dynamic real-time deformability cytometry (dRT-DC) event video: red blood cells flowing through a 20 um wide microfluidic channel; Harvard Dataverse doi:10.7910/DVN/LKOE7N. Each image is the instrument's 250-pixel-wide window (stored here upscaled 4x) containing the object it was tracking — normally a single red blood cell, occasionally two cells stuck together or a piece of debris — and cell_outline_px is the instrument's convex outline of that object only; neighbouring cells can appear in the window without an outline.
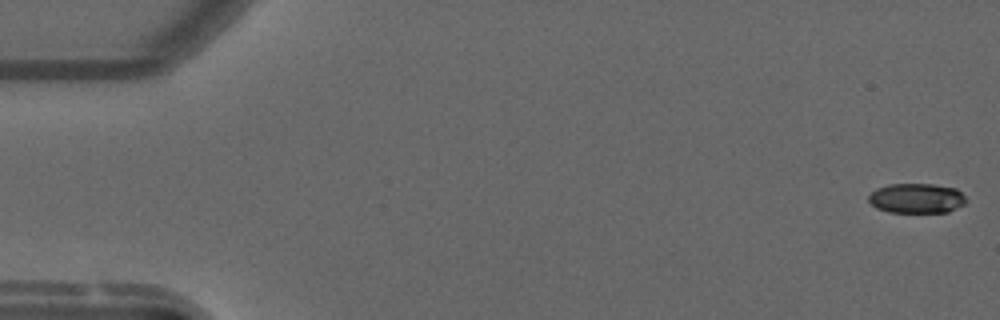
{"species": "common noctule bat (a hibernating species)", "species_latin": "Nyctalus noctula", "temperature_condition": "warm", "stored_images_in_passage": 14, "camera_frame_rate_fps": 3000, "um_per_image_px": 0.085, "animal": {"sex": "male", "forearm_length_mm": 52.5}, "frame": {"image": 1, "passage_image": 1, "time_ms": 0.0, "image_size_px": [1000, 320], "cell_outline_px": [[968, 200], [964, 204], [948, 212], [888, 212], [876, 208], [868, 200], [868, 196], [876, 188], [888, 184], [932, 184], [956, 188]], "centroid_in_image_um": [77.9, 16.85], "position_along_channel_um": 7.1, "area_um2": 16.99}}